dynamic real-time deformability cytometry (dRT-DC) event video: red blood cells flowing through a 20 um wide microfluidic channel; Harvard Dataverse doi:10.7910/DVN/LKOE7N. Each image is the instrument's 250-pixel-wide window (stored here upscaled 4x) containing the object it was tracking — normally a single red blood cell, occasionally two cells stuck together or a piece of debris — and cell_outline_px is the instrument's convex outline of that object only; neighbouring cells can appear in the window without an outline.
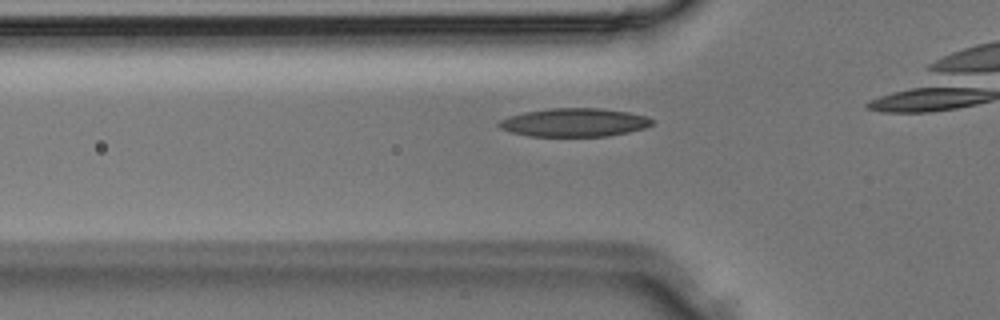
{"species": "Egyptian fruit bat (a non-hibernating species)", "species_latin": "Rousettus aegyptiacus", "temperature_condition": "room temperature", "stored_images_in_passage": 11, "camera_frame_rate_fps": 3000, "um_per_image_px": 0.085, "animal": {"sex": "male"}, "frame": {"image": 1, "passage_image": 7, "time_ms": 2.0, "image_size_px": [1000, 320], "cell_outline_px": [[652, 124], [644, 128], [628, 132], [608, 136], [528, 136], [512, 132], [500, 128], [496, 124], [500, 120], [524, 112], [552, 108], [600, 108], [628, 112], [648, 116], [652, 120]], "centroid_in_image_um": [48.82, 10.41], "position_along_channel_um": 77.0, "area_um2": 25.2}}
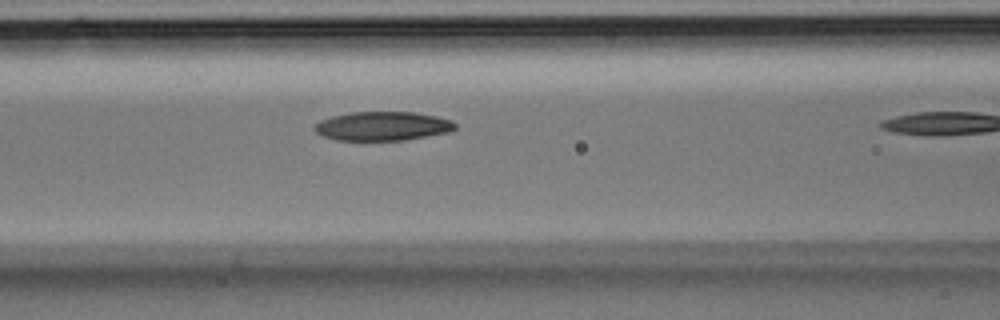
{"frame": {"image": 2, "passage_image": 10, "time_ms": 3.0, "image_size_px": [1000, 320], "cell_outline_px": [[456, 128], [448, 132], [404, 140], [336, 140], [324, 136], [316, 132], [312, 128], [320, 120], [332, 116], [352, 112], [416, 112], [436, 116], [452, 120], [456, 124]], "centroid_in_image_um": [32.52, 10.71], "position_along_channel_um": 134.1, "area_um2": 23.7}}